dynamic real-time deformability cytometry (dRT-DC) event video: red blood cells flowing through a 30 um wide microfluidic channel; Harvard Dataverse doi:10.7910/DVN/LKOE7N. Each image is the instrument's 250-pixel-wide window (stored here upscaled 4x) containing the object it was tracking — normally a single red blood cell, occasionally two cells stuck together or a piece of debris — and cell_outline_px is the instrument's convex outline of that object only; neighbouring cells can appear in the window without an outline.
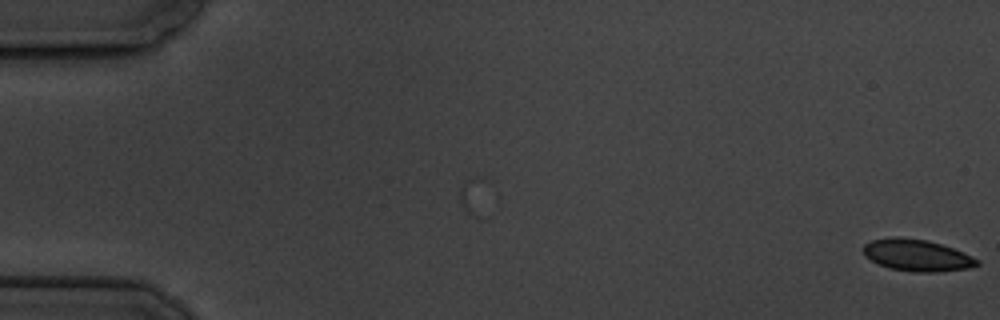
{"species": "common noctule bat (a hibernating species)", "species_latin": "Nyctalus noctula", "temperature_condition": "cold", "stored_images_in_passage": 7, "camera_frame_rate_fps": 3000, "um_per_image_px": 0.085, "animal": {"sex": "male", "body_mass_g": 19.5, "forearm_length_mm": 54.6}, "frame": {"image": 1, "passage_image": 1, "time_ms": 0.0, "image_size_px": [1000, 320], "cell_outline_px": [[980, 264], [968, 268], [940, 272], [916, 272], [888, 268], [864, 256], [864, 244], [872, 240], [892, 236], [896, 236], [928, 240], [952, 248], [972, 256], [980, 260]], "centroid_in_image_um": [77.94, 21.69], "position_along_channel_um": 7.1, "area_um2": 21.04}}
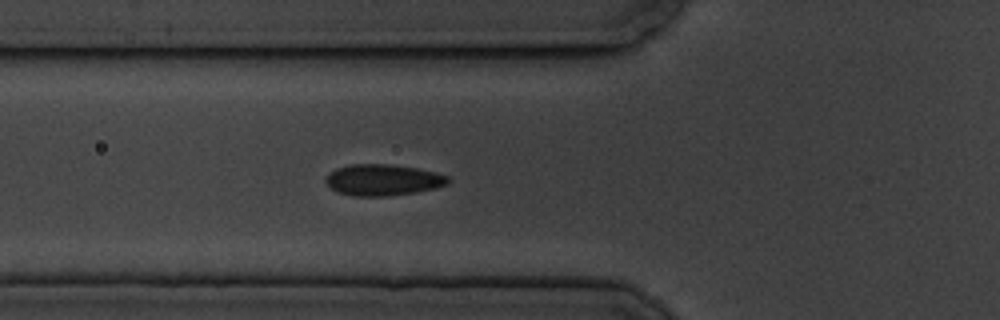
{"frame": {"image": 2, "passage_image": 7, "time_ms": 7.0, "image_size_px": [1000, 320], "cell_outline_px": [[452, 180], [448, 184], [436, 188], [416, 192], [388, 196], [352, 196], [336, 192], [324, 180], [336, 168], [352, 164], [392, 164], [416, 168], [436, 172], [448, 176]], "centroid_in_image_um": [32.59, 15.3], "position_along_channel_um": 93.2, "area_um2": 22.37}}